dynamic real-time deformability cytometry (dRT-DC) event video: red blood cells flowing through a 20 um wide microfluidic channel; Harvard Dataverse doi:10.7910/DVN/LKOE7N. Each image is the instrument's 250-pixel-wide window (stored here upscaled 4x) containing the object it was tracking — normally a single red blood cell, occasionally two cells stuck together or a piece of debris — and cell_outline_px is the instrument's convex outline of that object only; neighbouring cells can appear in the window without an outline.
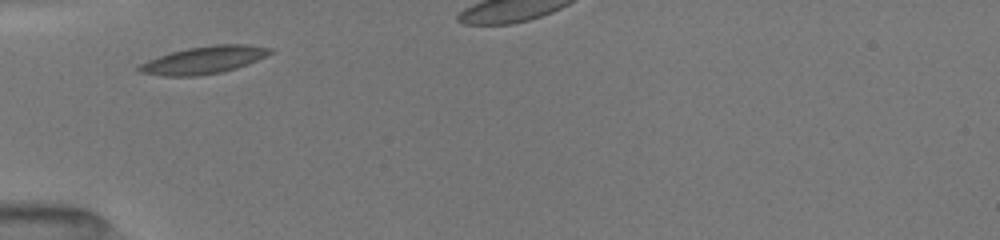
{"species": "common noctule bat (a hibernating species)", "species_latin": "Nyctalus noctula", "temperature_condition": "room temperature", "stored_images_in_passage": 14, "camera_frame_rate_fps": 3000, "um_per_image_px": 0.085, "animal": {"sex": "female", "body_mass_g": 19.5, "forearm_length_mm": 54.1}, "frame": {"image": 1, "passage_image": 1, "time_ms": 0.0, "image_size_px": [1000, 240], "cell_outline_px": [[272, 52], [248, 64], [236, 68], [220, 72], [196, 76], [164, 76], [140, 72], [136, 68], [140, 64], [148, 60], [172, 52], [188, 48], [212, 44], [248, 44], [272, 48]], "centroid_in_image_um": [17.33, 5.09], "position_along_channel_um": 67.7, "area_um2": 20.75}}
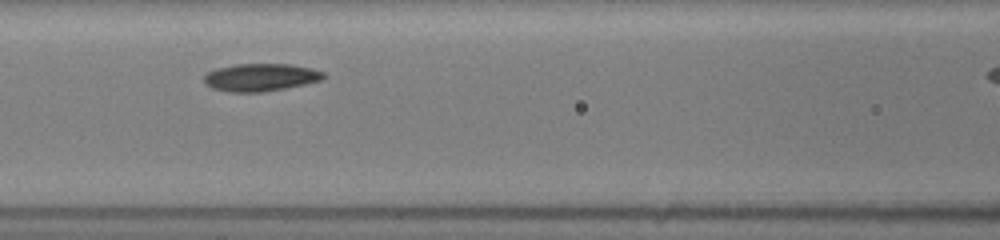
{"frame": {"image": 2, "passage_image": 5, "time_ms": 1.333, "image_size_px": [1000, 240], "cell_outline_px": [[328, 76], [320, 80], [304, 84], [264, 92], [228, 92], [212, 88], [204, 84], [204, 76], [208, 72], [216, 68], [236, 64], [288, 64], [312, 68], [324, 72]], "centroid_in_image_um": [22.14, 6.57], "position_along_channel_um": 144.5, "area_um2": 19.31}}
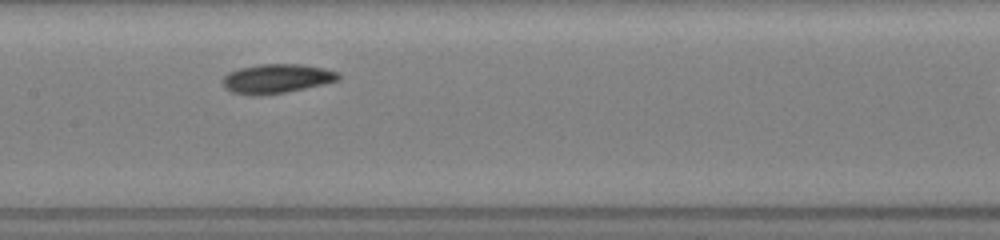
{"frame": {"image": 3, "passage_image": 8, "time_ms": 2.333, "image_size_px": [1000, 240], "cell_outline_px": [[340, 80], [324, 84], [284, 92], [260, 96], [252, 96], [232, 92], [224, 88], [224, 76], [228, 72], [240, 68], [260, 64], [300, 64], [324, 68], [336, 72], [340, 76]], "centroid_in_image_um": [23.5, 6.69], "position_along_channel_um": 183.9, "area_um2": 19.65}}